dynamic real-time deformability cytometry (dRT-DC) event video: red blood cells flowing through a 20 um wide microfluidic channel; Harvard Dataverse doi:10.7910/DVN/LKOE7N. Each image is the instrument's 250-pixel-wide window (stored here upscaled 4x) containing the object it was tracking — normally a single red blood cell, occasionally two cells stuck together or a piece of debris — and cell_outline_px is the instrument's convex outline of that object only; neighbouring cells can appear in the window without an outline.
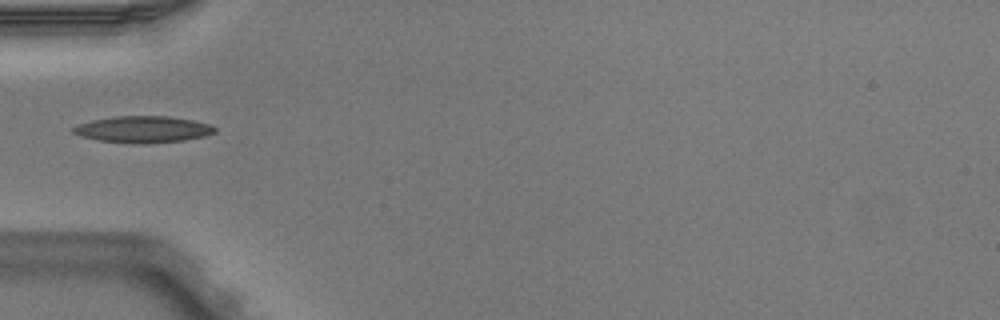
{"species": "Egyptian fruit bat (a non-hibernating species)", "species_latin": "Rousettus aegyptiacus", "temperature_condition": "warm", "stored_images_in_passage": 2, "camera_frame_rate_fps": 3000, "um_per_image_px": 0.085, "animal": {"sex": "male"}, "frame": {"image": 1, "passage_image": 2, "time_ms": 0.333, "image_size_px": [1000, 320], "cell_outline_px": [[216, 132], [204, 136], [184, 140], [140, 144], [100, 140], [80, 136], [72, 132], [72, 128], [76, 124], [92, 120], [116, 116], [168, 116], [192, 120], [212, 124], [216, 128]], "centroid_in_image_um": [12.16, 10.99], "position_along_channel_um": 72.8, "area_um2": 21.91}}